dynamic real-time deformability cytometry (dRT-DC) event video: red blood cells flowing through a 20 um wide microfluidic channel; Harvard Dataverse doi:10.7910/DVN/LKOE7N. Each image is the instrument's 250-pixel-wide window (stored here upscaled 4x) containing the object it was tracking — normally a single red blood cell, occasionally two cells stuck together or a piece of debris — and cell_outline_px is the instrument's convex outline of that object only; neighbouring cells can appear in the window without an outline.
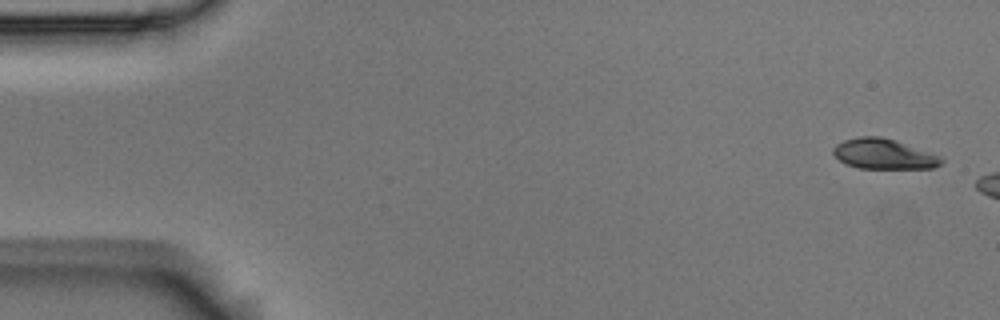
{"species": "Egyptian fruit bat (a non-hibernating species)", "species_latin": "Rousettus aegyptiacus", "temperature_condition": "room temperature", "stored_images_in_passage": 4, "camera_frame_rate_fps": 3000, "um_per_image_px": 0.085, "animal": {"sex": "male"}, "frame": {"image": 1, "passage_image": 1, "time_ms": 0.0, "image_size_px": [1000, 320], "cell_outline_px": [[944, 160], [940, 164], [932, 168], [860, 168], [844, 164], [832, 152], [832, 148], [836, 144], [844, 140], [860, 136], [880, 136], [896, 140], [944, 156]], "centroid_in_image_um": [75.14, 13.08], "position_along_channel_um": 9.9, "area_um2": 19.25}}